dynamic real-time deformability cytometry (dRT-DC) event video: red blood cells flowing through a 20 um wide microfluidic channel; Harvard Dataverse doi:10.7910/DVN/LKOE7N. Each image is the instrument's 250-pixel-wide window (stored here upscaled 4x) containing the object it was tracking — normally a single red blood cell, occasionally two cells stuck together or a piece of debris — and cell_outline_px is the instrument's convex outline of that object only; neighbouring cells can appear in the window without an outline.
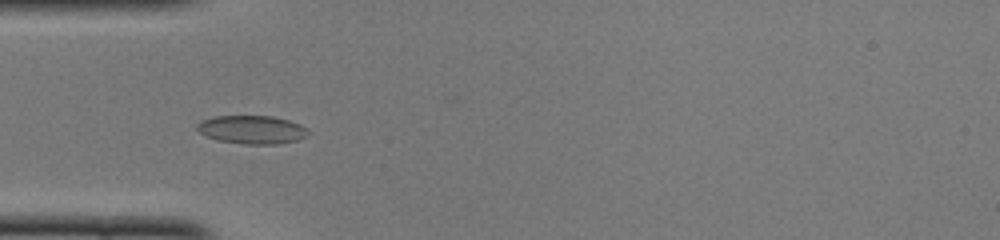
{"species": "common noctule bat (a hibernating species)", "species_latin": "Nyctalus noctula", "temperature_condition": "cold", "stored_images_in_passage": 43, "camera_frame_rate_fps": 3000, "um_per_image_px": 0.085, "animal": {"sex": "female", "body_mass_g": 22.0, "forearm_length_mm": 56.7}, "frame": {"image": 1, "passage_image": 8, "time_ms": 2.333, "image_size_px": [1000, 240], "cell_outline_px": [[308, 136], [296, 140], [276, 144], [244, 144], [220, 140], [208, 136], [200, 132], [196, 128], [196, 124], [200, 120], [216, 116], [272, 116], [288, 120], [300, 124], [308, 128]], "centroid_in_image_um": [21.43, 11.01], "position_along_channel_um": 63.6, "area_um2": 18.26}}
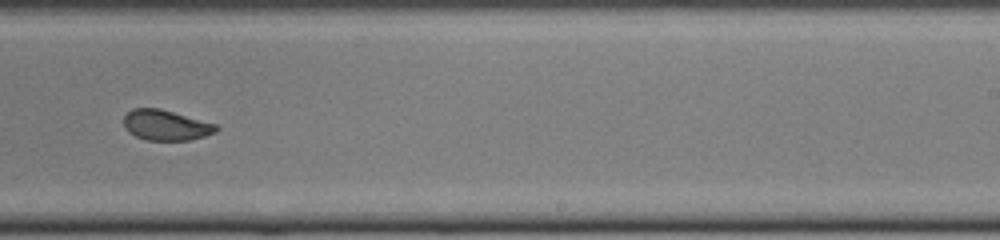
{"frame": {"image": 2, "passage_image": 24, "time_ms": 7.667, "image_size_px": [1000, 240], "cell_outline_px": [[220, 128], [216, 132], [204, 136], [188, 140], [148, 140], [136, 136], [128, 132], [124, 128], [124, 116], [132, 108], [160, 108], [216, 124]], "centroid_in_image_um": [14.09, 10.63], "position_along_channel_um": 274.9, "area_um2": 16.36}}
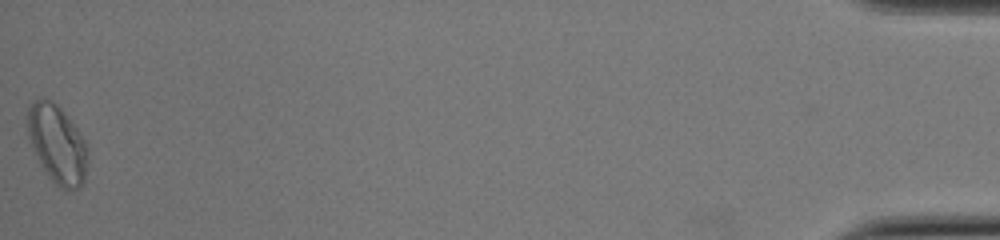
{"frame": {"image": 3, "passage_image": 43, "time_ms": 14.0, "image_size_px": [1000, 240], "cell_outline_px": [[88, 160], [84, 180], [80, 188], [64, 192], [48, 176], [28, 136], [28, 108], [36, 100], [52, 100], [60, 108], [76, 128], [84, 140], [88, 148]], "centroid_in_image_um": [4.91, 12.31], "position_along_channel_um": 430.3, "area_um2": 26.88}, "authors_computed_cell_mechanics": {"area_um2": 17.8024, "velocity_mm_per_s": 3.9845, "shape_relaxation_time_tau1_ms": 5.9232, "shape_relaxation_time_tau2_ms": 0.9571, "deformation_change_tau1": 0.1037, "deformation_change_tau2": 0.0485}}